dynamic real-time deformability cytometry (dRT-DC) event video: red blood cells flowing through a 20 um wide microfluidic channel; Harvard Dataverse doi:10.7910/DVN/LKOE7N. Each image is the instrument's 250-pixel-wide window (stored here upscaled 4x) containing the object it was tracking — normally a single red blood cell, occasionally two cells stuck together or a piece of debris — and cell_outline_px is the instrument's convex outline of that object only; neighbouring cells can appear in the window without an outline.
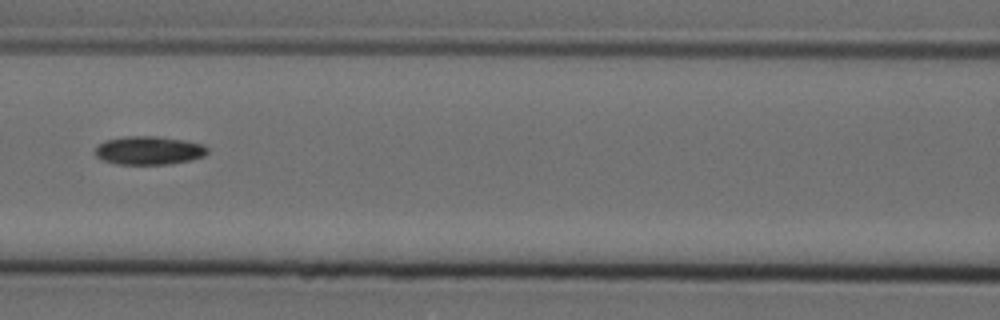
{"species": "Egyptian fruit bat (a non-hibernating species)", "species_latin": "Rousettus aegyptiacus", "temperature_condition": "cold", "stored_images_in_passage": 4, "camera_frame_rate_fps": 3000, "um_per_image_px": 0.085, "animal": {"sex": "female"}, "frame": {"image": 1, "passage_image": 4, "time_ms": 1.0, "image_size_px": [1000, 320], "cell_outline_px": [[208, 152], [204, 156], [192, 160], [168, 164], [116, 164], [104, 160], [96, 156], [96, 144], [104, 140], [124, 136], [156, 136], [184, 140], [204, 144], [208, 148]], "centroid_in_image_um": [12.66, 12.78], "position_along_channel_um": 153.9, "area_um2": 18.79}}